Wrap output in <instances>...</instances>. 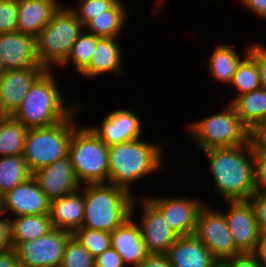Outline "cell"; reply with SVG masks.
I'll return each instance as SVG.
<instances>
[{"mask_svg":"<svg viewBox=\"0 0 266 267\" xmlns=\"http://www.w3.org/2000/svg\"><path fill=\"white\" fill-rule=\"evenodd\" d=\"M210 167L214 188L223 201L249 200L255 192L254 141L235 147L202 151Z\"/></svg>","mask_w":266,"mask_h":267,"instance_id":"1","label":"cell"},{"mask_svg":"<svg viewBox=\"0 0 266 267\" xmlns=\"http://www.w3.org/2000/svg\"><path fill=\"white\" fill-rule=\"evenodd\" d=\"M163 143L146 139L110 145L108 183L128 191L134 196L133 186L139 180L164 168ZM164 150V151H163Z\"/></svg>","mask_w":266,"mask_h":267,"instance_id":"2","label":"cell"},{"mask_svg":"<svg viewBox=\"0 0 266 267\" xmlns=\"http://www.w3.org/2000/svg\"><path fill=\"white\" fill-rule=\"evenodd\" d=\"M53 71L46 69L34 81L23 102L11 115L27 129L53 126L78 107V104H64L65 98Z\"/></svg>","mask_w":266,"mask_h":267,"instance_id":"3","label":"cell"},{"mask_svg":"<svg viewBox=\"0 0 266 267\" xmlns=\"http://www.w3.org/2000/svg\"><path fill=\"white\" fill-rule=\"evenodd\" d=\"M135 196L110 183L84 185L82 227L111 233L131 216Z\"/></svg>","mask_w":266,"mask_h":267,"instance_id":"4","label":"cell"},{"mask_svg":"<svg viewBox=\"0 0 266 267\" xmlns=\"http://www.w3.org/2000/svg\"><path fill=\"white\" fill-rule=\"evenodd\" d=\"M77 104L78 107L59 123L45 128L28 129L23 158L32 173L68 156L71 135L80 125L77 118L83 106L79 102Z\"/></svg>","mask_w":266,"mask_h":267,"instance_id":"5","label":"cell"},{"mask_svg":"<svg viewBox=\"0 0 266 267\" xmlns=\"http://www.w3.org/2000/svg\"><path fill=\"white\" fill-rule=\"evenodd\" d=\"M187 131L193 144L204 151L210 148L235 147L248 144L253 134L242 123L235 108L228 103L221 112L189 123Z\"/></svg>","mask_w":266,"mask_h":267,"instance_id":"6","label":"cell"},{"mask_svg":"<svg viewBox=\"0 0 266 267\" xmlns=\"http://www.w3.org/2000/svg\"><path fill=\"white\" fill-rule=\"evenodd\" d=\"M83 30L76 14L64 3L36 37L40 65L48 70L58 68Z\"/></svg>","mask_w":266,"mask_h":267,"instance_id":"7","label":"cell"},{"mask_svg":"<svg viewBox=\"0 0 266 267\" xmlns=\"http://www.w3.org/2000/svg\"><path fill=\"white\" fill-rule=\"evenodd\" d=\"M107 146L89 126H77L71 135L68 156L81 185L108 183Z\"/></svg>","mask_w":266,"mask_h":267,"instance_id":"8","label":"cell"},{"mask_svg":"<svg viewBox=\"0 0 266 267\" xmlns=\"http://www.w3.org/2000/svg\"><path fill=\"white\" fill-rule=\"evenodd\" d=\"M194 235L218 262L242 253L235 245L222 209L205 204L198 215Z\"/></svg>","mask_w":266,"mask_h":267,"instance_id":"9","label":"cell"},{"mask_svg":"<svg viewBox=\"0 0 266 267\" xmlns=\"http://www.w3.org/2000/svg\"><path fill=\"white\" fill-rule=\"evenodd\" d=\"M72 233L53 228L45 235L22 243H11L18 263L24 267H60Z\"/></svg>","mask_w":266,"mask_h":267,"instance_id":"10","label":"cell"},{"mask_svg":"<svg viewBox=\"0 0 266 267\" xmlns=\"http://www.w3.org/2000/svg\"><path fill=\"white\" fill-rule=\"evenodd\" d=\"M145 196L163 215L165 223L178 236L192 235L196 230V223L200 210L206 204L203 199L190 196L159 197Z\"/></svg>","mask_w":266,"mask_h":267,"instance_id":"11","label":"cell"},{"mask_svg":"<svg viewBox=\"0 0 266 267\" xmlns=\"http://www.w3.org/2000/svg\"><path fill=\"white\" fill-rule=\"evenodd\" d=\"M223 210L236 247L242 253H256L262 232L255 217L254 208L249 200L225 201Z\"/></svg>","mask_w":266,"mask_h":267,"instance_id":"12","label":"cell"},{"mask_svg":"<svg viewBox=\"0 0 266 267\" xmlns=\"http://www.w3.org/2000/svg\"><path fill=\"white\" fill-rule=\"evenodd\" d=\"M137 197L142 211L138 221L142 239L149 254L165 255L179 237L173 229L165 223L161 212L145 197Z\"/></svg>","mask_w":266,"mask_h":267,"instance_id":"13","label":"cell"},{"mask_svg":"<svg viewBox=\"0 0 266 267\" xmlns=\"http://www.w3.org/2000/svg\"><path fill=\"white\" fill-rule=\"evenodd\" d=\"M2 213L11 217L49 214L50 201L31 176L1 197Z\"/></svg>","mask_w":266,"mask_h":267,"instance_id":"14","label":"cell"},{"mask_svg":"<svg viewBox=\"0 0 266 267\" xmlns=\"http://www.w3.org/2000/svg\"><path fill=\"white\" fill-rule=\"evenodd\" d=\"M137 202L136 196L132 203L131 216L110 233L111 247L121 256L123 263L131 267L139 265L150 255L142 239L140 227L134 220L139 205Z\"/></svg>","mask_w":266,"mask_h":267,"instance_id":"15","label":"cell"},{"mask_svg":"<svg viewBox=\"0 0 266 267\" xmlns=\"http://www.w3.org/2000/svg\"><path fill=\"white\" fill-rule=\"evenodd\" d=\"M102 124L89 126V128L107 145L118 144L144 138L140 118L131 110L119 108L106 114Z\"/></svg>","mask_w":266,"mask_h":267,"instance_id":"16","label":"cell"},{"mask_svg":"<svg viewBox=\"0 0 266 267\" xmlns=\"http://www.w3.org/2000/svg\"><path fill=\"white\" fill-rule=\"evenodd\" d=\"M32 176L50 202L71 194L82 186L75 175L69 156L34 171Z\"/></svg>","mask_w":266,"mask_h":267,"instance_id":"17","label":"cell"},{"mask_svg":"<svg viewBox=\"0 0 266 267\" xmlns=\"http://www.w3.org/2000/svg\"><path fill=\"white\" fill-rule=\"evenodd\" d=\"M45 70L42 66L6 70L0 77V115H12L23 102L34 81Z\"/></svg>","mask_w":266,"mask_h":267,"instance_id":"18","label":"cell"},{"mask_svg":"<svg viewBox=\"0 0 266 267\" xmlns=\"http://www.w3.org/2000/svg\"><path fill=\"white\" fill-rule=\"evenodd\" d=\"M0 57L5 70L41 66L37 56L36 37L18 31L0 34Z\"/></svg>","mask_w":266,"mask_h":267,"instance_id":"19","label":"cell"},{"mask_svg":"<svg viewBox=\"0 0 266 267\" xmlns=\"http://www.w3.org/2000/svg\"><path fill=\"white\" fill-rule=\"evenodd\" d=\"M117 39L101 37L97 41V47L89 64L78 76L81 75L83 78L91 80L106 73L110 74V72L115 75V78L122 75L124 56L123 49Z\"/></svg>","mask_w":266,"mask_h":267,"instance_id":"20","label":"cell"},{"mask_svg":"<svg viewBox=\"0 0 266 267\" xmlns=\"http://www.w3.org/2000/svg\"><path fill=\"white\" fill-rule=\"evenodd\" d=\"M165 255L172 267H214L218 263L194 234L179 236Z\"/></svg>","mask_w":266,"mask_h":267,"instance_id":"21","label":"cell"},{"mask_svg":"<svg viewBox=\"0 0 266 267\" xmlns=\"http://www.w3.org/2000/svg\"><path fill=\"white\" fill-rule=\"evenodd\" d=\"M53 228L74 233L84 221V185L77 191L50 202Z\"/></svg>","mask_w":266,"mask_h":267,"instance_id":"22","label":"cell"},{"mask_svg":"<svg viewBox=\"0 0 266 267\" xmlns=\"http://www.w3.org/2000/svg\"><path fill=\"white\" fill-rule=\"evenodd\" d=\"M57 0H18L17 31L37 37L63 5Z\"/></svg>","mask_w":266,"mask_h":267,"instance_id":"23","label":"cell"},{"mask_svg":"<svg viewBox=\"0 0 266 267\" xmlns=\"http://www.w3.org/2000/svg\"><path fill=\"white\" fill-rule=\"evenodd\" d=\"M230 104L252 134L266 120V89L262 87L237 96Z\"/></svg>","mask_w":266,"mask_h":267,"instance_id":"24","label":"cell"},{"mask_svg":"<svg viewBox=\"0 0 266 267\" xmlns=\"http://www.w3.org/2000/svg\"><path fill=\"white\" fill-rule=\"evenodd\" d=\"M234 44H216L209 55L208 70L210 76L216 82L231 84L233 76L237 71L238 65L244 59L240 56Z\"/></svg>","mask_w":266,"mask_h":267,"instance_id":"25","label":"cell"},{"mask_svg":"<svg viewBox=\"0 0 266 267\" xmlns=\"http://www.w3.org/2000/svg\"><path fill=\"white\" fill-rule=\"evenodd\" d=\"M124 1H117L104 14H100L92 19L84 30L98 37L119 38L122 29L126 27L129 20V9L125 6Z\"/></svg>","mask_w":266,"mask_h":267,"instance_id":"26","label":"cell"},{"mask_svg":"<svg viewBox=\"0 0 266 267\" xmlns=\"http://www.w3.org/2000/svg\"><path fill=\"white\" fill-rule=\"evenodd\" d=\"M53 229L49 214L10 218L11 243L37 239Z\"/></svg>","mask_w":266,"mask_h":267,"instance_id":"27","label":"cell"},{"mask_svg":"<svg viewBox=\"0 0 266 267\" xmlns=\"http://www.w3.org/2000/svg\"><path fill=\"white\" fill-rule=\"evenodd\" d=\"M27 131L11 115H0V157L23 156Z\"/></svg>","mask_w":266,"mask_h":267,"instance_id":"28","label":"cell"},{"mask_svg":"<svg viewBox=\"0 0 266 267\" xmlns=\"http://www.w3.org/2000/svg\"><path fill=\"white\" fill-rule=\"evenodd\" d=\"M31 176L23 156L0 157V198Z\"/></svg>","mask_w":266,"mask_h":267,"instance_id":"29","label":"cell"},{"mask_svg":"<svg viewBox=\"0 0 266 267\" xmlns=\"http://www.w3.org/2000/svg\"><path fill=\"white\" fill-rule=\"evenodd\" d=\"M251 45H247L244 52V58L238 65L235 72L231 87L236 89V95L229 103H231L237 96L251 92L261 88V80L257 61L249 54Z\"/></svg>","mask_w":266,"mask_h":267,"instance_id":"30","label":"cell"},{"mask_svg":"<svg viewBox=\"0 0 266 267\" xmlns=\"http://www.w3.org/2000/svg\"><path fill=\"white\" fill-rule=\"evenodd\" d=\"M100 38L83 30L71 47L68 57L59 67L72 64L76 74H79L89 64Z\"/></svg>","mask_w":266,"mask_h":267,"instance_id":"31","label":"cell"},{"mask_svg":"<svg viewBox=\"0 0 266 267\" xmlns=\"http://www.w3.org/2000/svg\"><path fill=\"white\" fill-rule=\"evenodd\" d=\"M73 237L95 258L111 247L110 233L81 227L73 233Z\"/></svg>","mask_w":266,"mask_h":267,"instance_id":"32","label":"cell"},{"mask_svg":"<svg viewBox=\"0 0 266 267\" xmlns=\"http://www.w3.org/2000/svg\"><path fill=\"white\" fill-rule=\"evenodd\" d=\"M60 267H95L94 257L72 236L66 245Z\"/></svg>","mask_w":266,"mask_h":267,"instance_id":"33","label":"cell"},{"mask_svg":"<svg viewBox=\"0 0 266 267\" xmlns=\"http://www.w3.org/2000/svg\"><path fill=\"white\" fill-rule=\"evenodd\" d=\"M76 6L69 8L76 14L82 25L85 27L92 19L104 14L117 1L116 0H77Z\"/></svg>","mask_w":266,"mask_h":267,"instance_id":"34","label":"cell"},{"mask_svg":"<svg viewBox=\"0 0 266 267\" xmlns=\"http://www.w3.org/2000/svg\"><path fill=\"white\" fill-rule=\"evenodd\" d=\"M18 0H0V34L17 31Z\"/></svg>","mask_w":266,"mask_h":267,"instance_id":"35","label":"cell"},{"mask_svg":"<svg viewBox=\"0 0 266 267\" xmlns=\"http://www.w3.org/2000/svg\"><path fill=\"white\" fill-rule=\"evenodd\" d=\"M255 192L266 193V155L254 143Z\"/></svg>","mask_w":266,"mask_h":267,"instance_id":"36","label":"cell"},{"mask_svg":"<svg viewBox=\"0 0 266 267\" xmlns=\"http://www.w3.org/2000/svg\"><path fill=\"white\" fill-rule=\"evenodd\" d=\"M249 201L254 208L258 227L264 233L266 231V193L254 192Z\"/></svg>","mask_w":266,"mask_h":267,"instance_id":"37","label":"cell"},{"mask_svg":"<svg viewBox=\"0 0 266 267\" xmlns=\"http://www.w3.org/2000/svg\"><path fill=\"white\" fill-rule=\"evenodd\" d=\"M249 54L257 61L261 87L266 89V47L252 42Z\"/></svg>","mask_w":266,"mask_h":267,"instance_id":"38","label":"cell"},{"mask_svg":"<svg viewBox=\"0 0 266 267\" xmlns=\"http://www.w3.org/2000/svg\"><path fill=\"white\" fill-rule=\"evenodd\" d=\"M222 263L226 267H260V261L256 253H241L225 259Z\"/></svg>","mask_w":266,"mask_h":267,"instance_id":"39","label":"cell"},{"mask_svg":"<svg viewBox=\"0 0 266 267\" xmlns=\"http://www.w3.org/2000/svg\"><path fill=\"white\" fill-rule=\"evenodd\" d=\"M95 267H125L121 256L110 247L94 258Z\"/></svg>","mask_w":266,"mask_h":267,"instance_id":"40","label":"cell"},{"mask_svg":"<svg viewBox=\"0 0 266 267\" xmlns=\"http://www.w3.org/2000/svg\"><path fill=\"white\" fill-rule=\"evenodd\" d=\"M0 214V250H5L12 247L11 232H10V218L1 217Z\"/></svg>","mask_w":266,"mask_h":267,"instance_id":"41","label":"cell"},{"mask_svg":"<svg viewBox=\"0 0 266 267\" xmlns=\"http://www.w3.org/2000/svg\"><path fill=\"white\" fill-rule=\"evenodd\" d=\"M241 4L248 8L252 14L256 15L257 18L266 20V0H238Z\"/></svg>","mask_w":266,"mask_h":267,"instance_id":"42","label":"cell"},{"mask_svg":"<svg viewBox=\"0 0 266 267\" xmlns=\"http://www.w3.org/2000/svg\"><path fill=\"white\" fill-rule=\"evenodd\" d=\"M135 267H172L166 255L150 254Z\"/></svg>","mask_w":266,"mask_h":267,"instance_id":"43","label":"cell"},{"mask_svg":"<svg viewBox=\"0 0 266 267\" xmlns=\"http://www.w3.org/2000/svg\"><path fill=\"white\" fill-rule=\"evenodd\" d=\"M17 264L18 258L13 247L0 250V267H16Z\"/></svg>","mask_w":266,"mask_h":267,"instance_id":"44","label":"cell"},{"mask_svg":"<svg viewBox=\"0 0 266 267\" xmlns=\"http://www.w3.org/2000/svg\"><path fill=\"white\" fill-rule=\"evenodd\" d=\"M256 254L260 261V267H266V236L262 234Z\"/></svg>","mask_w":266,"mask_h":267,"instance_id":"45","label":"cell"},{"mask_svg":"<svg viewBox=\"0 0 266 267\" xmlns=\"http://www.w3.org/2000/svg\"><path fill=\"white\" fill-rule=\"evenodd\" d=\"M255 145L266 155V135H253Z\"/></svg>","mask_w":266,"mask_h":267,"instance_id":"46","label":"cell"},{"mask_svg":"<svg viewBox=\"0 0 266 267\" xmlns=\"http://www.w3.org/2000/svg\"><path fill=\"white\" fill-rule=\"evenodd\" d=\"M253 135H266V120L260 125V127L253 133Z\"/></svg>","mask_w":266,"mask_h":267,"instance_id":"47","label":"cell"},{"mask_svg":"<svg viewBox=\"0 0 266 267\" xmlns=\"http://www.w3.org/2000/svg\"><path fill=\"white\" fill-rule=\"evenodd\" d=\"M164 1V2H163ZM156 3V5H155V8L153 9V11H154V13H157L159 10H161L162 9V7L163 6H161V4H164V3H166L165 2V0H157V1H155Z\"/></svg>","mask_w":266,"mask_h":267,"instance_id":"48","label":"cell"},{"mask_svg":"<svg viewBox=\"0 0 266 267\" xmlns=\"http://www.w3.org/2000/svg\"><path fill=\"white\" fill-rule=\"evenodd\" d=\"M5 68L2 62V58L0 57V77L5 73Z\"/></svg>","mask_w":266,"mask_h":267,"instance_id":"49","label":"cell"},{"mask_svg":"<svg viewBox=\"0 0 266 267\" xmlns=\"http://www.w3.org/2000/svg\"><path fill=\"white\" fill-rule=\"evenodd\" d=\"M214 267H226L222 262H218Z\"/></svg>","mask_w":266,"mask_h":267,"instance_id":"50","label":"cell"},{"mask_svg":"<svg viewBox=\"0 0 266 267\" xmlns=\"http://www.w3.org/2000/svg\"><path fill=\"white\" fill-rule=\"evenodd\" d=\"M2 213L1 198H0V214Z\"/></svg>","mask_w":266,"mask_h":267,"instance_id":"51","label":"cell"},{"mask_svg":"<svg viewBox=\"0 0 266 267\" xmlns=\"http://www.w3.org/2000/svg\"><path fill=\"white\" fill-rule=\"evenodd\" d=\"M16 267H24V266L18 263Z\"/></svg>","mask_w":266,"mask_h":267,"instance_id":"52","label":"cell"}]
</instances>
